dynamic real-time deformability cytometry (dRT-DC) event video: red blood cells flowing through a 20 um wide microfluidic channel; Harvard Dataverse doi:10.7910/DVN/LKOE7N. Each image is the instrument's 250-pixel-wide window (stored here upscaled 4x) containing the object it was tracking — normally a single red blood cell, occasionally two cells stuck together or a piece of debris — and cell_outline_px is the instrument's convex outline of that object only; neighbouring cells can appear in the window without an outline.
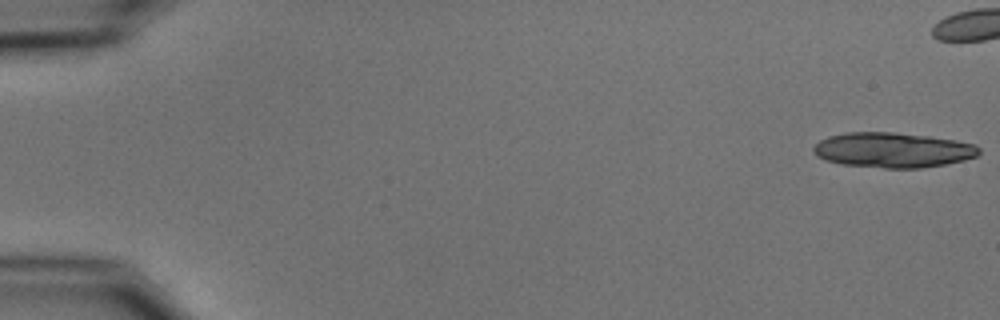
{"species": "common noctule bat (a hibernating species)", "species_latin": "Nyctalus noctula", "temperature_condition": "cold", "stored_images_in_passage": 17, "camera_frame_rate_fps": 3000, "um_per_image_px": 0.085, "animal": {"sex": "male", "body_mass_g": 15.6}, "frame": {"image": 1, "passage_image": 1, "time_ms": 0.0, "image_size_px": [1000, 320], "cell_outline_px": [[980, 152], [976, 156], [964, 160], [944, 164], [920, 168], [884, 168], [840, 164], [816, 156], [812, 148], [820, 140], [828, 136], [844, 132], [892, 132], [928, 136], [956, 140], [976, 144], [980, 148]], "centroid_in_image_um": [75.89, 12.75], "position_along_channel_um": 9.1, "area_um2": 33.87}}